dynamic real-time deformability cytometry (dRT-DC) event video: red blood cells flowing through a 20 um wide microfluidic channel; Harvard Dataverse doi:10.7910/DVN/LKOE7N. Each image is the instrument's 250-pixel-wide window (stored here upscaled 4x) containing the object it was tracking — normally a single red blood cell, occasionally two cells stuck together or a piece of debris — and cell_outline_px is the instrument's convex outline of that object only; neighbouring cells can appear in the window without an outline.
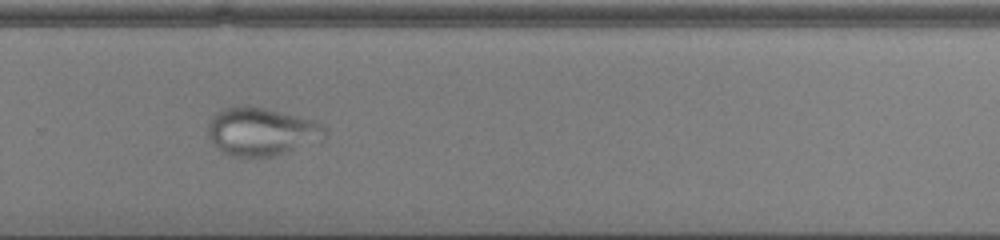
{"species": "common noctule bat (a hibernating species)", "species_latin": "Nyctalus noctula", "temperature_condition": "cold", "stored_images_in_passage": 47, "camera_frame_rate_fps": 3000, "um_per_image_px": 0.085, "animal": {"sex": "male", "body_mass_g": 13.0, "forearm_length_mm": 53.1}, "frame": {"image": 1, "passage_image": 31, "time_ms": 10.0, "image_size_px": [1000, 240], "cell_outline_px": [[328, 136], [324, 140], [272, 156], [228, 156], [216, 148], [208, 140], [208, 124], [212, 116], [220, 108], [236, 104], [244, 104], [268, 108], [316, 120], [324, 124], [328, 128]], "centroid_in_image_um": [22.23, 11.14], "position_along_channel_um": 307.6, "area_um2": 33.87}}
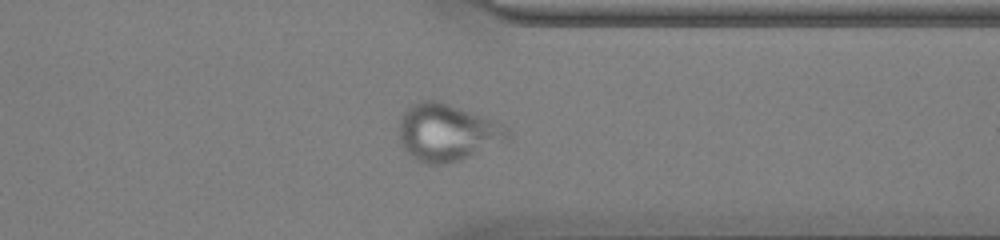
{"frame": {"image": 2, "passage_image": 36, "time_ms": 11.667, "image_size_px": [1000, 240], "cell_outline_px": [[512, 136], [504, 140], [460, 160], [444, 164], [428, 164], [416, 160], [400, 144], [400, 116], [412, 104], [420, 100], [436, 100], [496, 120], [512, 128]], "centroid_in_image_um": [38.02, 11.24], "position_along_channel_um": 373.4, "area_um2": 35.95}}